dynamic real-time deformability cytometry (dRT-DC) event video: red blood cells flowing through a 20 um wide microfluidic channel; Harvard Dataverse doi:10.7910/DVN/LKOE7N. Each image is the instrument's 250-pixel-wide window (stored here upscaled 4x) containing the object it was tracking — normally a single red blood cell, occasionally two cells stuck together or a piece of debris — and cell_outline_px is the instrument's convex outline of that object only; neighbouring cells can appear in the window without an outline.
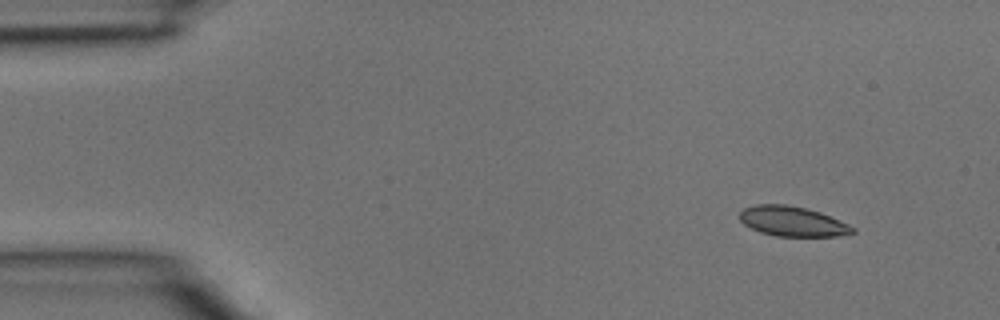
{"species": "common noctule bat (a hibernating species)", "species_latin": "Nyctalus noctula", "temperature_condition": "room temperature", "stored_images_in_passage": 3, "camera_frame_rate_fps": 3000, "um_per_image_px": 0.085, "animal": {"sex": "male", "body_mass_g": 15.6}, "frame": {"image": 1, "passage_image": 1, "time_ms": 0.0, "image_size_px": [1000, 320], "cell_outline_px": [[856, 232], [836, 236], [776, 236], [760, 232], [744, 224], [740, 220], [740, 212], [744, 208], [756, 204], [784, 204], [804, 208], [820, 212], [848, 224], [856, 228]], "centroid_in_image_um": [67.36, 18.82], "position_along_channel_um": 17.6, "area_um2": 19.54}}
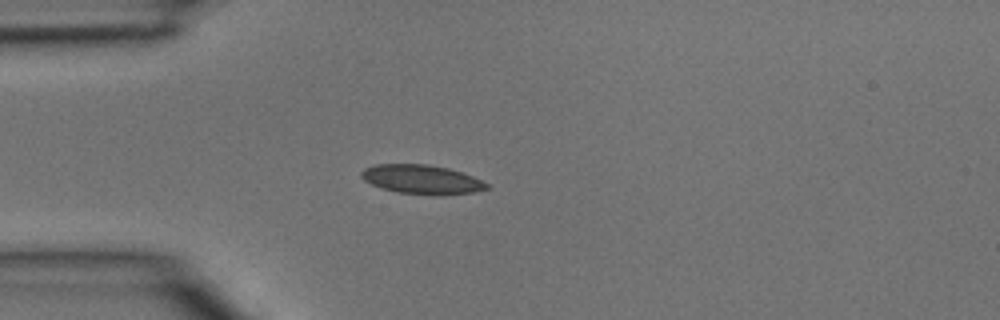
{"frame": {"image": 2, "passage_image": 3, "time_ms": 0.667, "image_size_px": [1000, 320], "cell_outline_px": [[492, 188], [472, 192], [440, 196], [396, 192], [372, 184], [364, 180], [360, 176], [360, 172], [364, 168], [376, 164], [428, 164], [448, 168], [472, 176], [488, 184]], "centroid_in_image_um": [35.85, 15.25], "position_along_channel_um": 49.1, "area_um2": 21.33}}